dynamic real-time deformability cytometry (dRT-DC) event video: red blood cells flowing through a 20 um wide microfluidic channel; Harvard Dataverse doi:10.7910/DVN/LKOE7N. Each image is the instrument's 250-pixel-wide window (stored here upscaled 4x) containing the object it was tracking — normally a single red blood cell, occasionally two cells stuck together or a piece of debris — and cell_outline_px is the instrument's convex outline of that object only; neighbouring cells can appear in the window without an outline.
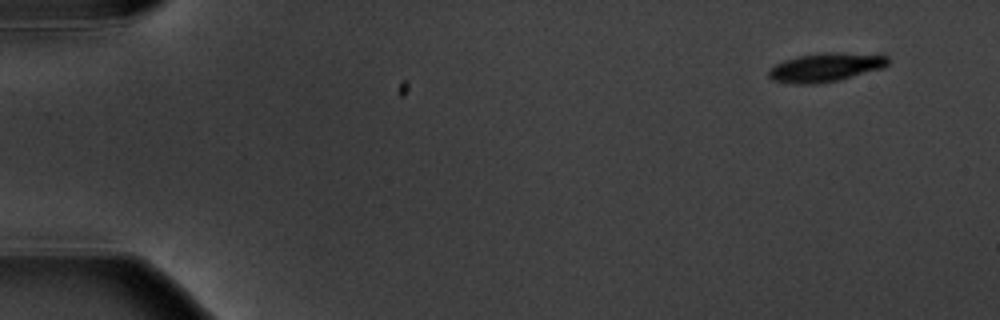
{"species": "common noctule bat (a hibernating species)", "species_latin": "Nyctalus noctula", "temperature_condition": "warm", "stored_images_in_passage": 5, "camera_frame_rate_fps": 3000, "um_per_image_px": 0.085, "animal": {"sex": "male", "body_mass_g": 20.1, "forearm_length_mm": 53.5}, "frame": {"image": 1, "passage_image": 1, "time_ms": 0.0, "image_size_px": [1000, 320], "cell_outline_px": [[888, 64], [884, 68], [836, 80], [812, 84], [796, 84], [772, 80], [768, 76], [768, 72], [776, 64], [784, 60], [800, 56], [824, 52], [884, 52], [888, 56]], "centroid_in_image_um": [70.29, 5.68], "position_along_channel_um": 14.7, "area_um2": 20.29}}